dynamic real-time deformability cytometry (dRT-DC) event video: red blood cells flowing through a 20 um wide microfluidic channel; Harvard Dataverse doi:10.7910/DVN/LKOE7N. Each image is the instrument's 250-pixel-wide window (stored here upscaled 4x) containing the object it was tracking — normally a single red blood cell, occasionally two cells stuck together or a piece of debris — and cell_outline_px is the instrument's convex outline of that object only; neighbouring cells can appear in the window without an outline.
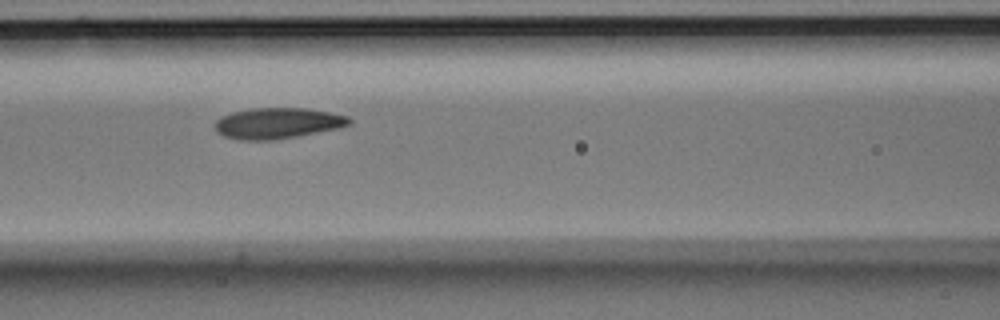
{"species": "Egyptian fruit bat (a non-hibernating species)", "species_latin": "Rousettus aegyptiacus", "temperature_condition": "room temperature", "stored_images_in_passage": 6, "segment_of_instrument_passage": [1, 2], "camera_frame_rate_fps": 3000, "um_per_image_px": 0.085, "animal": {"sex": "male"}, "frame": {"image": 1, "passage_image": 4, "time_ms": 1.0, "image_size_px": [1000, 320], "cell_outline_px": [[352, 124], [340, 128], [296, 136], [268, 140], [240, 140], [224, 136], [216, 132], [216, 120], [220, 116], [232, 112], [252, 108], [304, 108], [328, 112], [348, 116], [352, 120]], "centroid_in_image_um": [23.6, 10.47], "position_along_channel_um": 143.0, "area_um2": 24.1}}
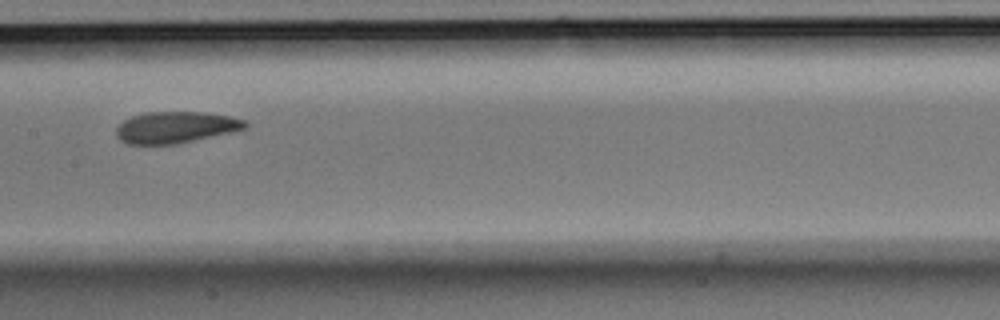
{"frame": {"image": 2, "passage_image": 5, "time_ms": 1.333, "image_size_px": [1000, 320], "cell_outline_px": [[248, 124], [244, 128], [232, 132], [176, 144], [128, 144], [120, 140], [116, 136], [116, 128], [124, 120], [132, 116], [144, 112], [200, 112], [228, 116], [248, 120]], "centroid_in_image_um": [14.92, 10.82], "position_along_channel_um": 192.5, "area_um2": 23.58}}